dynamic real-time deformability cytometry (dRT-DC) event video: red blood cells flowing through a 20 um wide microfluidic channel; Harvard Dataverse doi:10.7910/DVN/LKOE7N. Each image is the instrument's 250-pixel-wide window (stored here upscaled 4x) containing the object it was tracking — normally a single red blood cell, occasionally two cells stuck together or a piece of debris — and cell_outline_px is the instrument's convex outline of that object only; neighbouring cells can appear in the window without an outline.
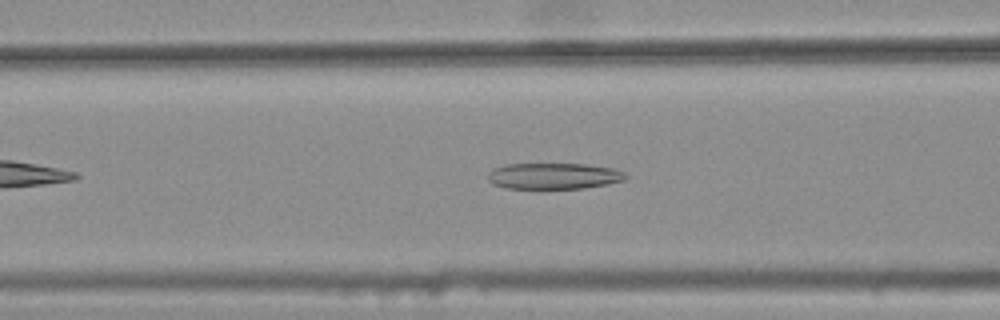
{"species": "common noctule bat (a hibernating species)", "species_latin": "Nyctalus noctula", "temperature_condition": "warm", "stored_images_in_passage": 32, "camera_frame_rate_fps": 3000, "um_per_image_px": 0.085, "animal": {"sex": "female", "body_mass_g": 25.1}, "frame": {"image": 1, "passage_image": 12, "time_ms": 3.667, "image_size_px": [1000, 320], "cell_outline_px": [[628, 176], [624, 180], [608, 184], [584, 188], [504, 188], [492, 184], [488, 180], [488, 172], [492, 168], [504, 164], [588, 164], [612, 168], [624, 172]], "centroid_in_image_um": [47.04, 14.95], "position_along_channel_um": 119.6, "area_um2": 21.1}}
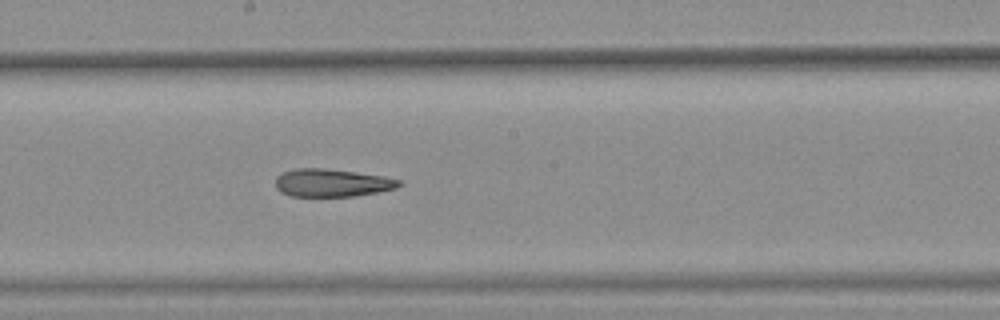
{"frame": {"image": 2, "passage_image": 20, "time_ms": 6.333, "image_size_px": [1000, 320], "cell_outline_px": [[404, 184], [396, 188], [356, 196], [292, 196], [280, 192], [276, 188], [276, 176], [284, 172], [296, 168], [324, 168], [356, 172], [384, 176], [400, 180]], "centroid_in_image_um": [28.22, 15.54], "position_along_channel_um": 220.0, "area_um2": 20.06}}
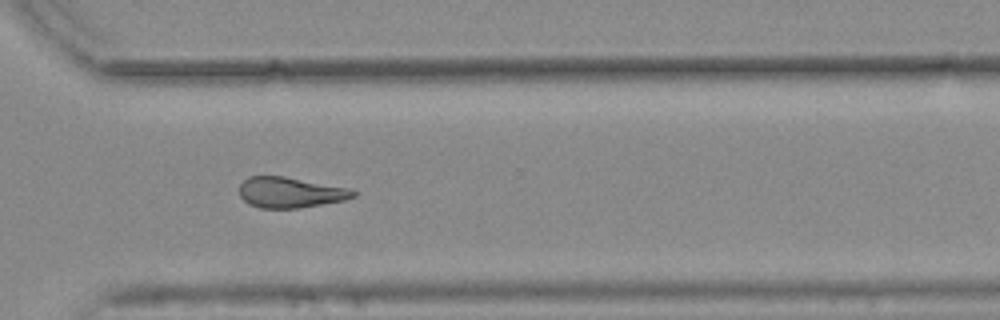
{"frame": {"image": 3, "passage_image": 30, "time_ms": 9.667, "image_size_px": [1000, 320], "cell_outline_px": [[356, 196], [344, 200], [300, 208], [260, 208], [248, 204], [240, 196], [240, 184], [248, 176], [284, 176], [348, 188], [356, 192]], "centroid_in_image_um": [24.65, 16.36], "position_along_channel_um": 346.0, "area_um2": 20.23}, "authors_computed_cell_mechanics": {"area_um2": 21.1548, "velocity_mm_per_s": 3.7739, "shape_relaxation_time_tau1_ms": null, "shape_relaxation_time_tau2_ms": 8.121, "deformation_change_tau1": null, "deformation_change_tau2": 0.221}}